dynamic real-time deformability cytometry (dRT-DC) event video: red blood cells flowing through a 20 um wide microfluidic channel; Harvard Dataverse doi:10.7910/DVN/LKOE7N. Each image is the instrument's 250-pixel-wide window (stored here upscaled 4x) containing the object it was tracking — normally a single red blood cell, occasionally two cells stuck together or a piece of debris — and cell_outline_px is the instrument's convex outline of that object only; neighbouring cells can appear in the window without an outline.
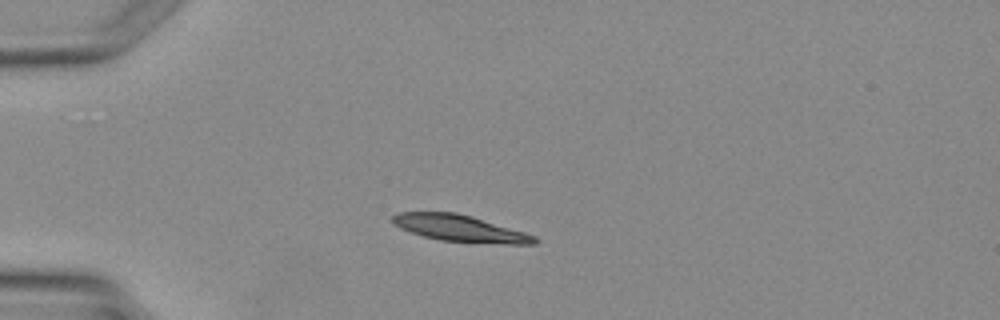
{"species": "Egyptian fruit bat (a non-hibernating species)", "species_latin": "Rousettus aegyptiacus", "temperature_condition": "warm", "stored_images_in_passage": 3, "camera_frame_rate_fps": 3000, "um_per_image_px": 0.085, "animal": {"sex": "female"}, "frame": {"image": 1, "passage_image": 3, "time_ms": 3.333, "image_size_px": [1000, 320], "cell_outline_px": [[540, 240], [536, 244], [504, 244], [440, 240], [424, 236], [400, 228], [392, 224], [392, 216], [396, 212], [456, 212], [472, 216], [524, 232], [536, 236]], "centroid_in_image_um": [39.11, 19.4], "position_along_channel_um": 45.9, "area_um2": 21.96}}